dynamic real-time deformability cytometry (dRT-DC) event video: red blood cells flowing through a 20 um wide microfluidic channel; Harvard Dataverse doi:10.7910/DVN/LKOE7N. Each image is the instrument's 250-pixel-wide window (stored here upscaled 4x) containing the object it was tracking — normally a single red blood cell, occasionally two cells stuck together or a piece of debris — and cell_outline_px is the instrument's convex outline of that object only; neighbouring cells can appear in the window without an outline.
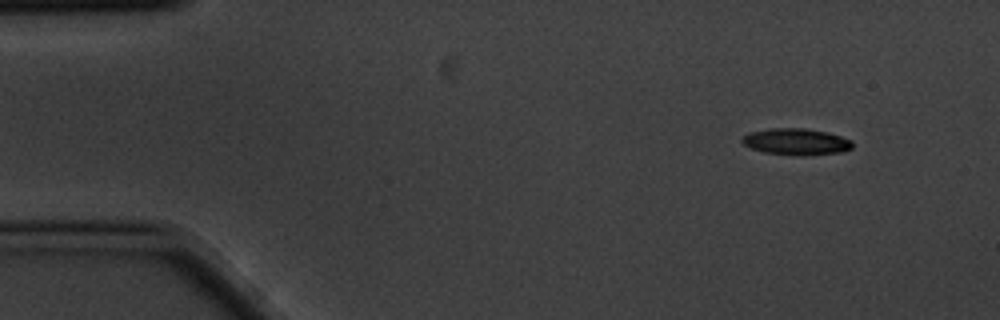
{"species": "common noctule bat (a hibernating species)", "species_latin": "Nyctalus noctula", "temperature_condition": "cold", "stored_images_in_passage": 4, "camera_frame_rate_fps": 3000, "um_per_image_px": 0.085, "animal": {"sex": "male", "body_mass_g": 20.1, "forearm_length_mm": 53.5}, "frame": {"image": 1, "passage_image": 1, "time_ms": 0.0, "image_size_px": [1000, 320], "cell_outline_px": [[852, 148], [844, 152], [804, 156], [800, 156], [764, 152], [752, 148], [744, 144], [740, 140], [748, 132], [768, 128], [804, 128], [828, 132], [852, 140]], "centroid_in_image_um": [67.69, 12.04], "position_along_channel_um": 17.3, "area_um2": 17.22}}
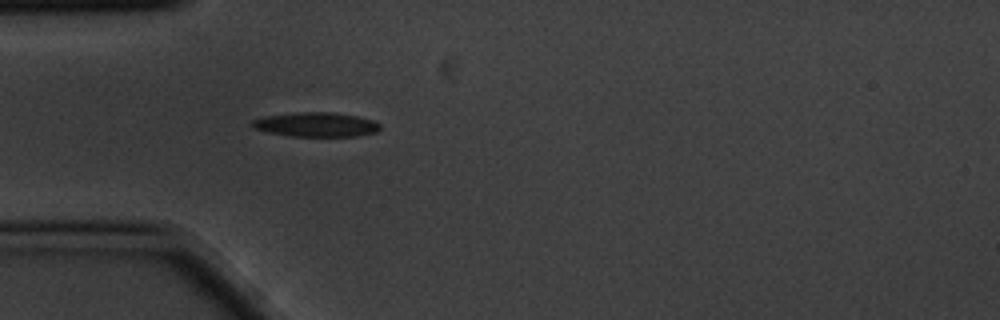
{"frame": {"image": 2, "passage_image": 4, "time_ms": 1.0, "image_size_px": [1000, 320], "cell_outline_px": [[380, 128], [376, 132], [356, 136], [292, 136], [268, 132], [256, 128], [248, 124], [252, 120], [264, 116], [296, 112], [336, 112], [376, 120], [380, 124]], "centroid_in_image_um": [26.88, 10.57], "position_along_channel_um": 58.1, "area_um2": 18.26}}